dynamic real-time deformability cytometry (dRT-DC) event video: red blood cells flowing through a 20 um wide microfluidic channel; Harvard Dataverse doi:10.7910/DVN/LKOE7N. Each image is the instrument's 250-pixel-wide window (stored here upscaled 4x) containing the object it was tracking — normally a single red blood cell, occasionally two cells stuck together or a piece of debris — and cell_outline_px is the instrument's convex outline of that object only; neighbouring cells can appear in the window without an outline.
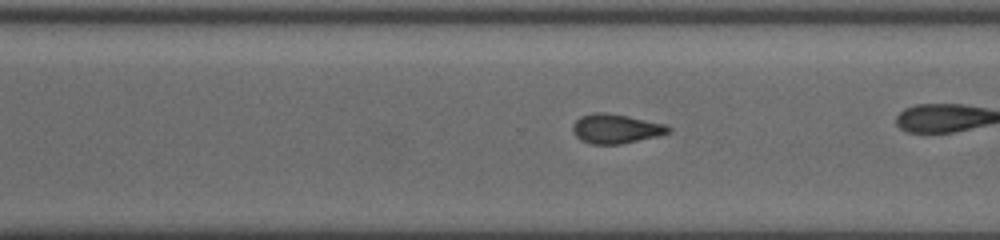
{"species": "common noctule bat (a hibernating species)", "species_latin": "Nyctalus noctula", "temperature_condition": "cold", "stored_images_in_passage": 43, "camera_frame_rate_fps": 3000, "um_per_image_px": 0.085, "animal": {"sex": "female", "body_mass_g": 19.5, "forearm_length_mm": 54.1}, "frame": {"image": 1, "passage_image": 37, "time_ms": 12.0, "image_size_px": [1000, 240], "cell_outline_px": [[672, 128], [668, 132], [656, 136], [620, 144], [592, 144], [580, 140], [572, 132], [572, 124], [580, 116], [596, 112], [608, 112], [668, 124]], "centroid_in_image_um": [52.32, 10.92], "position_along_channel_um": 318.3, "area_um2": 16.47}}